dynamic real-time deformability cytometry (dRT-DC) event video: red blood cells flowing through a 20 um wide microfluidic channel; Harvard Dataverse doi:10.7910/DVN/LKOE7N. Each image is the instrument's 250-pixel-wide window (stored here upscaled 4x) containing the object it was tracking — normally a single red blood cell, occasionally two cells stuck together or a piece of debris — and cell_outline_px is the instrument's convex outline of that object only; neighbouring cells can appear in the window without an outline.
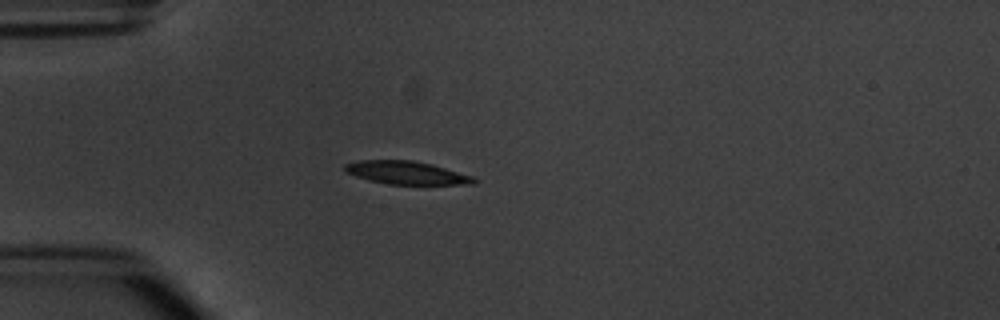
{"species": "common noctule bat (a hibernating species)", "species_latin": "Nyctalus noctula", "temperature_condition": "warm", "stored_images_in_passage": 3, "camera_frame_rate_fps": 3000, "um_per_image_px": 0.085, "animal": {"sex": "male", "body_mass_g": 20.1, "forearm_length_mm": 53.5}, "frame": {"image": 1, "passage_image": 3, "time_ms": 2.333, "image_size_px": [1000, 320], "cell_outline_px": [[476, 184], [388, 184], [368, 180], [344, 172], [344, 164], [360, 160], [412, 160], [432, 164], [472, 176], [476, 180]], "centroid_in_image_um": [34.51, 14.68], "position_along_channel_um": 50.5, "area_um2": 17.28}}